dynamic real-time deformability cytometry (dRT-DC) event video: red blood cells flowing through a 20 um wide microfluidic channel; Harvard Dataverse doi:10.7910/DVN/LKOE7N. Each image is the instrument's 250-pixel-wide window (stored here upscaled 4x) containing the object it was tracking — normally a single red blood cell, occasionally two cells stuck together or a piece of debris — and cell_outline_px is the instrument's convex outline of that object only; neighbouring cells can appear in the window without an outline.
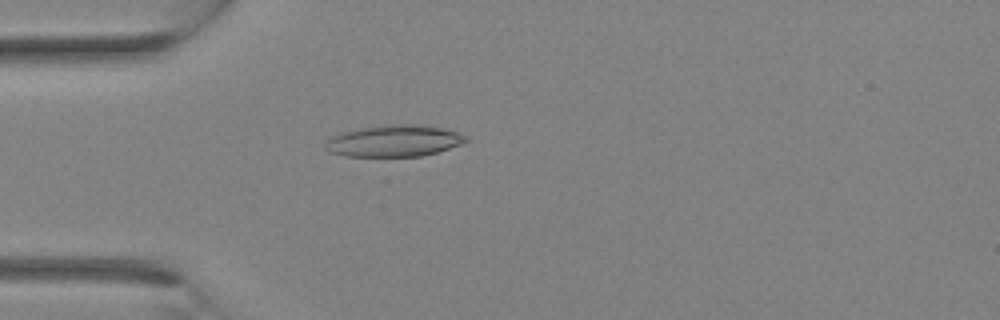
{"species": "Egyptian fruit bat (a non-hibernating species)", "species_latin": "Rousettus aegyptiacus", "temperature_condition": "room temperature", "stored_images_in_passage": 34, "camera_frame_rate_fps": 3000, "um_per_image_px": 0.085, "animal": {"sex": "female"}, "frame": {"image": 1, "passage_image": 10, "time_ms": 3.0, "image_size_px": [1000, 320], "cell_outline_px": [[468, 140], [464, 144], [436, 152], [420, 156], [344, 156], [328, 152], [324, 148], [324, 144], [332, 136], [340, 132], [360, 128], [388, 124], [412, 124], [440, 128], [456, 132], [464, 136]], "centroid_in_image_um": [33.44, 11.98], "position_along_channel_um": 51.6, "area_um2": 25.78}}
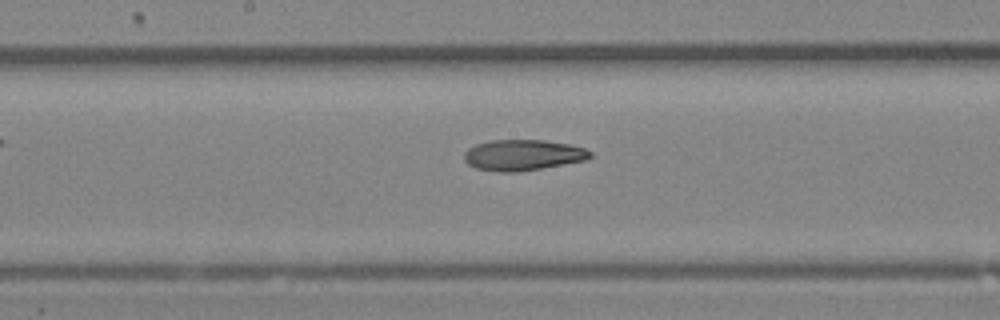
{"frame": {"image": 2, "passage_image": 18, "time_ms": 5.667, "image_size_px": [1000, 320], "cell_outline_px": [[592, 156], [584, 160], [540, 168], [516, 172], [496, 172], [476, 168], [468, 164], [464, 160], [464, 152], [468, 148], [476, 144], [488, 140], [544, 140], [568, 144], [584, 148], [592, 152]], "centroid_in_image_um": [44.39, 13.17], "position_along_channel_um": 203.8, "area_um2": 22.54}}
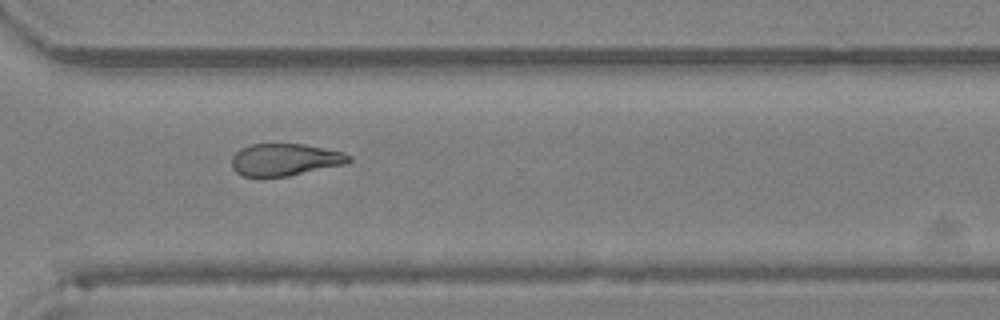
{"frame": {"image": 3, "passage_image": 25, "time_ms": 8.0, "image_size_px": [1000, 320], "cell_outline_px": [[352, 160], [348, 164], [288, 176], [244, 176], [236, 172], [232, 168], [232, 156], [240, 148], [252, 144], [304, 144], [344, 152], [352, 156]], "centroid_in_image_um": [24.27, 13.56], "position_along_channel_um": 346.3, "area_um2": 22.08}}